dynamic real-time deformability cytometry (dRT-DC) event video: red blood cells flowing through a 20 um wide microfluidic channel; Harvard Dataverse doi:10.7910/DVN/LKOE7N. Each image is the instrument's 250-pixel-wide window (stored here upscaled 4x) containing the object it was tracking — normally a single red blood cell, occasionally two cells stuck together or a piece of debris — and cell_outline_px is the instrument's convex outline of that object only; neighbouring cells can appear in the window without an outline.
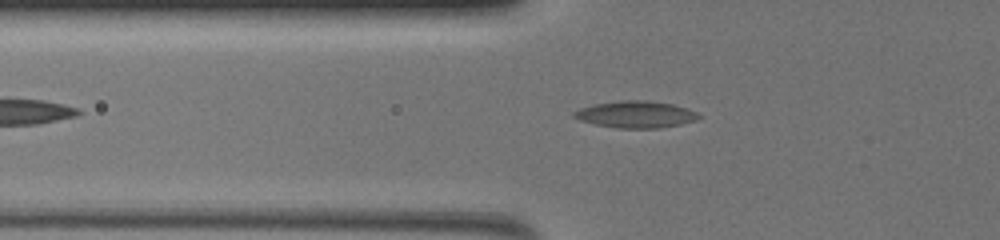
{"species": "common noctule bat (a hibernating species)", "species_latin": "Nyctalus noctula", "temperature_condition": "warm", "stored_images_in_passage": 54, "camera_frame_rate_fps": 3000, "um_per_image_px": 0.085, "animal": {"sex": "female", "body_mass_g": 19.5, "forearm_length_mm": 54.1}, "frame": {"image": 1, "passage_image": 13, "time_ms": 4.0, "image_size_px": [1000, 240], "cell_outline_px": [[700, 116], [696, 120], [680, 124], [660, 128], [616, 128], [596, 124], [580, 120], [572, 116], [572, 112], [580, 108], [592, 104], [624, 100], [644, 100], [672, 104], [688, 108], [696, 112]], "centroid_in_image_um": [54.02, 9.72], "position_along_channel_um": 71.8, "area_um2": 19.42}}
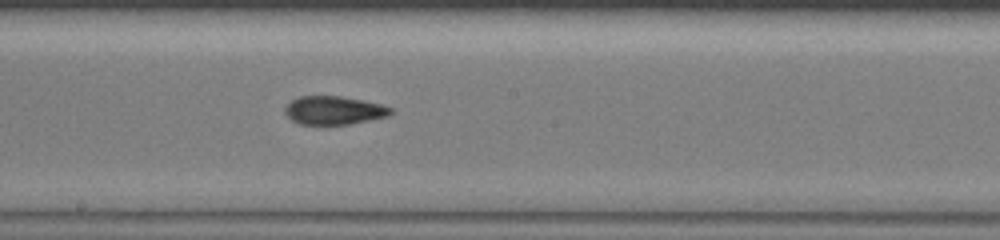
{"frame": {"image": 2, "passage_image": 27, "time_ms": 8.667, "image_size_px": [1000, 240], "cell_outline_px": [[392, 112], [388, 116], [348, 124], [300, 124], [292, 120], [284, 112], [284, 108], [292, 100], [300, 96], [340, 96], [380, 104], [392, 108]], "centroid_in_image_um": [28.36, 9.38], "position_along_channel_um": 219.8, "area_um2": 17.22}}
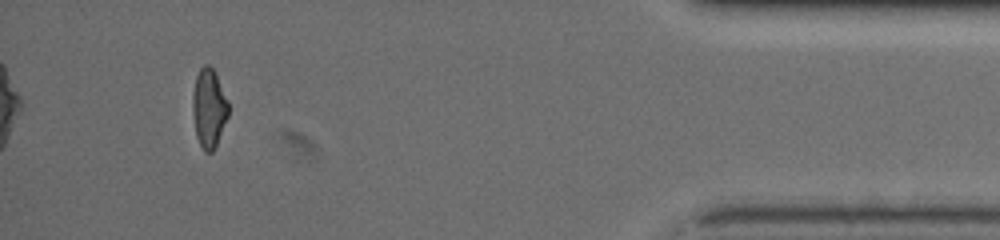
{"frame": {"image": 3, "passage_image": 50, "time_ms": 16.333, "image_size_px": [1000, 240], "cell_outline_px": [[228, 116], [216, 144], [212, 152], [204, 152], [196, 136], [192, 112], [192, 96], [196, 76], [200, 68], [204, 64], [208, 64], [216, 72], [228, 100]], "centroid_in_image_um": [17.75, 9.16], "position_along_channel_um": 417.5, "area_um2": 16.53}, "authors_computed_cell_mechanics": {"area_um2": 17.8313, "velocity_mm_per_s": 3.2373, "shape_relaxation_time_tau1_ms": 8.4085, "shape_relaxation_time_tau2_ms": 4.1916, "deformation_change_tau1": 0.2095, "deformation_change_tau2": 0.0858}}